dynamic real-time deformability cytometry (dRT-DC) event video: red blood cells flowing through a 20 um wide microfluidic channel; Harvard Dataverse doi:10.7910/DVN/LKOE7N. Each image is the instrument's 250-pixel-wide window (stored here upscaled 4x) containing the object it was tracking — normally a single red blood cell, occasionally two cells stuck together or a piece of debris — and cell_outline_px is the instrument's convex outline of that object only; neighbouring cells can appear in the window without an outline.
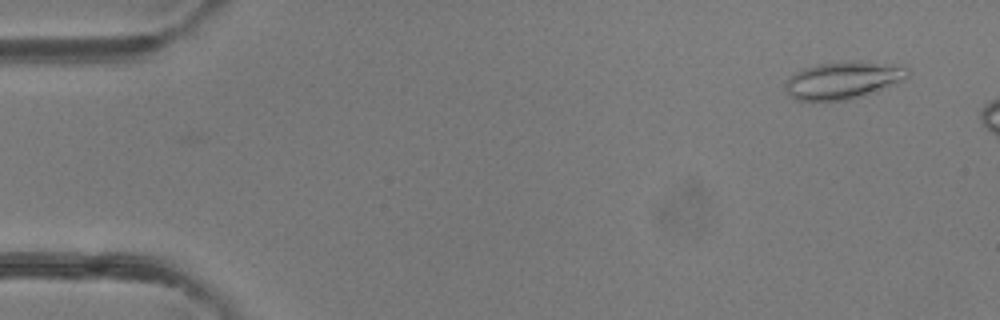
{"species": "common noctule bat (a hibernating species)", "species_latin": "Nyctalus noctula", "temperature_condition": "room temperature", "stored_images_in_passage": 9, "camera_frame_rate_fps": 3000, "um_per_image_px": 0.085, "animal": {"sex": "female"}, "frame": {"image": 1, "passage_image": 2, "time_ms": 0.333, "image_size_px": [1000, 320], "cell_outline_px": [[908, 76], [904, 80], [876, 92], [848, 100], [796, 100], [788, 92], [784, 84], [788, 76], [804, 68], [816, 64], [852, 60], [856, 60], [892, 64], [908, 68]], "centroid_in_image_um": [71.68, 6.8], "position_along_channel_um": 13.3, "area_um2": 26.76}}